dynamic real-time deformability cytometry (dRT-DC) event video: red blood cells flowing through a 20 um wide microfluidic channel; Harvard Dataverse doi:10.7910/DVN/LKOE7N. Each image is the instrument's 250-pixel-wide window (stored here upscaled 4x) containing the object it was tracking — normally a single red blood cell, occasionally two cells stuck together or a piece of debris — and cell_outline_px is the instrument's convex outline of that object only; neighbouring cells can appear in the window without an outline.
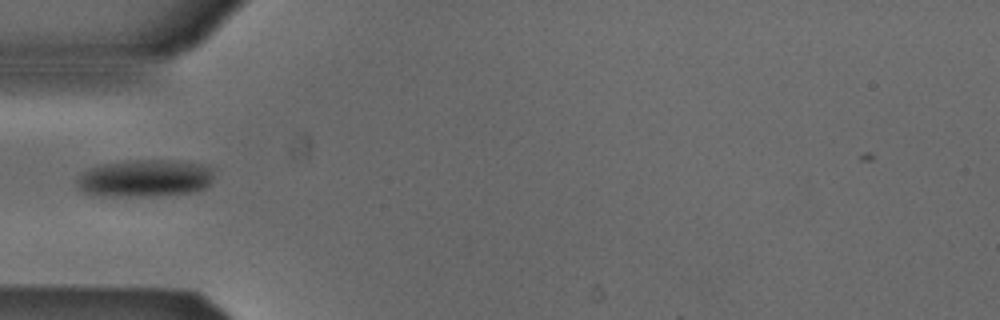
{"species": "Egyptian fruit bat (a non-hibernating species)", "species_latin": "Rousettus aegyptiacus", "temperature_condition": "cold", "stored_images_in_passage": 37, "camera_frame_rate_fps": 3000, "um_per_image_px": 0.085, "animal": {"sex": "male"}, "frame": {"image": 1, "passage_image": 1, "time_ms": 0.0, "image_size_px": [1000, 320], "cell_outline_px": [[212, 176], [208, 184], [204, 188], [188, 192], [156, 196], [92, 196], [80, 192], [76, 184], [76, 180], [80, 172], [88, 168], [100, 164], [128, 160], [172, 160], [200, 164], [212, 168]], "centroid_in_image_um": [12.18, 15.15], "position_along_channel_um": 72.8, "area_um2": 30.17}}
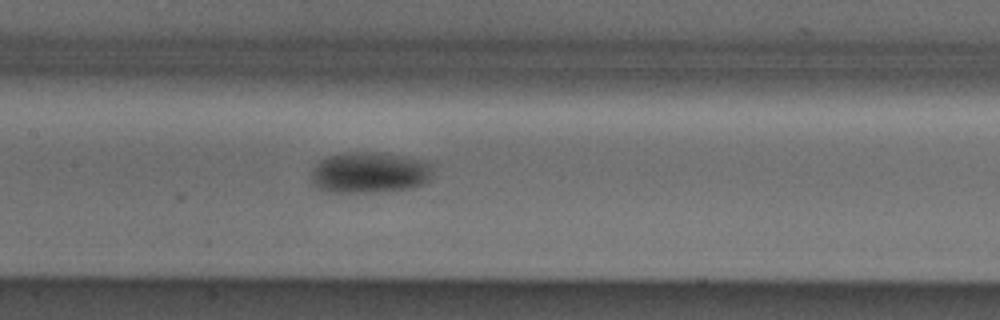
{"frame": {"image": 2, "passage_image": 9, "time_ms": 2.667, "image_size_px": [1000, 320], "cell_outline_px": [[432, 172], [428, 180], [424, 184], [412, 188], [380, 192], [324, 192], [316, 188], [312, 184], [312, 168], [320, 160], [328, 156], [344, 152], [376, 152], [400, 156], [420, 160], [432, 164]], "centroid_in_image_um": [31.37, 14.68], "position_along_channel_um": 176.0, "area_um2": 29.3}}
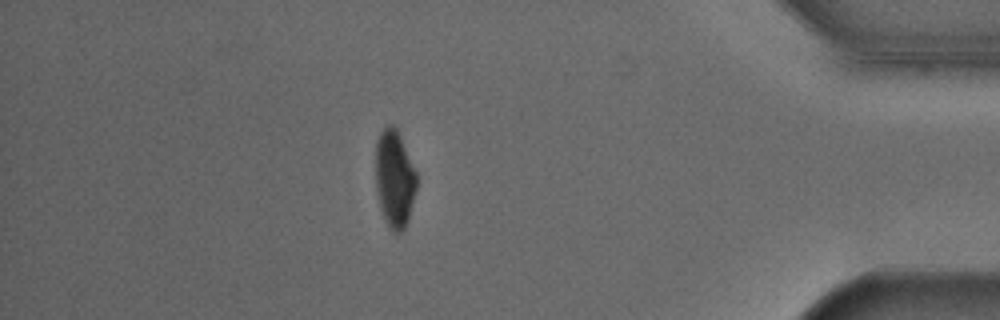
{"frame": {"image": 3, "passage_image": 30, "time_ms": 9.667, "image_size_px": [1000, 320], "cell_outline_px": [[416, 188], [408, 220], [404, 228], [400, 232], [396, 232], [388, 224], [380, 208], [376, 188], [376, 144], [380, 132], [388, 124], [392, 124], [396, 128], [416, 172]], "centroid_in_image_um": [33.52, 15.17], "position_along_channel_um": 401.7, "area_um2": 22.72}}